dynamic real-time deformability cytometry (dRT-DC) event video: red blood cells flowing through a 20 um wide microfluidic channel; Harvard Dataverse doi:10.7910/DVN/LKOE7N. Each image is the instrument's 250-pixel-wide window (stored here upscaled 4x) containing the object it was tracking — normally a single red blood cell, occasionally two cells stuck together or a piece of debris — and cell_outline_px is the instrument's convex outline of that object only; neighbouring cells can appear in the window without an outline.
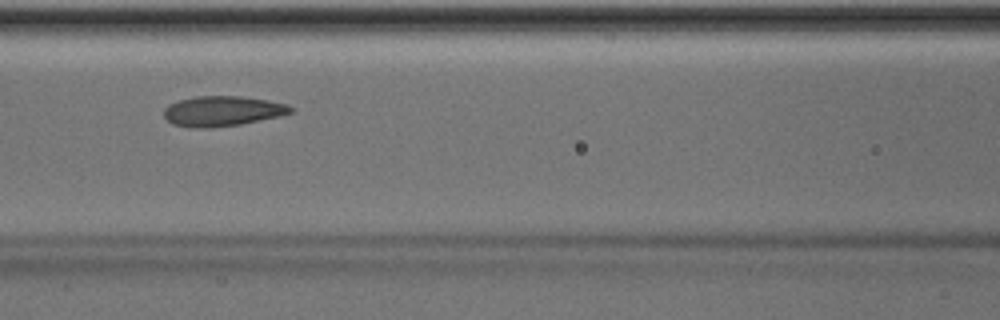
{"species": "Egyptian fruit bat (a non-hibernating species)", "species_latin": "Rousettus aegyptiacus", "temperature_condition": "room temperature", "stored_images_in_passage": 7, "camera_frame_rate_fps": 3000, "um_per_image_px": 0.085, "animal": {"sex": "male"}, "frame": {"image": 1, "passage_image": 5, "time_ms": 4.333, "image_size_px": [1000, 320], "cell_outline_px": [[296, 112], [280, 116], [240, 124], [212, 128], [188, 128], [172, 124], [164, 116], [164, 108], [168, 104], [180, 100], [196, 96], [244, 96], [268, 100], [288, 104], [296, 108]], "centroid_in_image_um": [18.94, 9.44], "position_along_channel_um": 147.7, "area_um2": 22.66}}
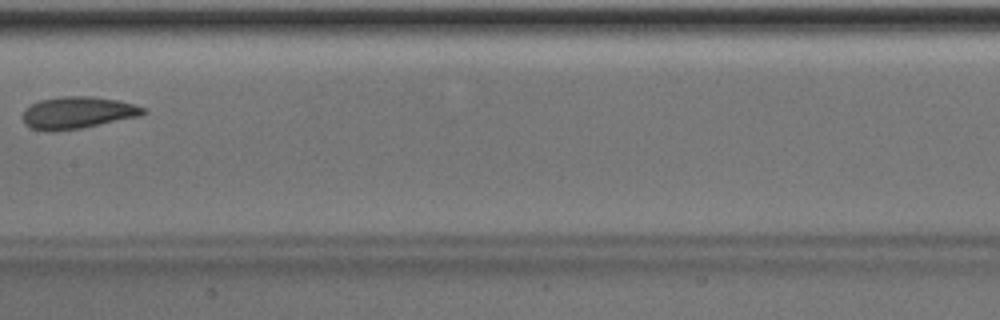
{"frame": {"image": 2, "passage_image": 6, "time_ms": 5.667, "image_size_px": [1000, 320], "cell_outline_px": [[148, 112], [140, 116], [80, 128], [52, 132], [48, 132], [32, 128], [24, 124], [24, 108], [40, 100], [64, 96], [92, 96], [116, 100], [136, 104], [144, 108]], "centroid_in_image_um": [6.6, 9.58], "position_along_channel_um": 200.8, "area_um2": 22.43}}